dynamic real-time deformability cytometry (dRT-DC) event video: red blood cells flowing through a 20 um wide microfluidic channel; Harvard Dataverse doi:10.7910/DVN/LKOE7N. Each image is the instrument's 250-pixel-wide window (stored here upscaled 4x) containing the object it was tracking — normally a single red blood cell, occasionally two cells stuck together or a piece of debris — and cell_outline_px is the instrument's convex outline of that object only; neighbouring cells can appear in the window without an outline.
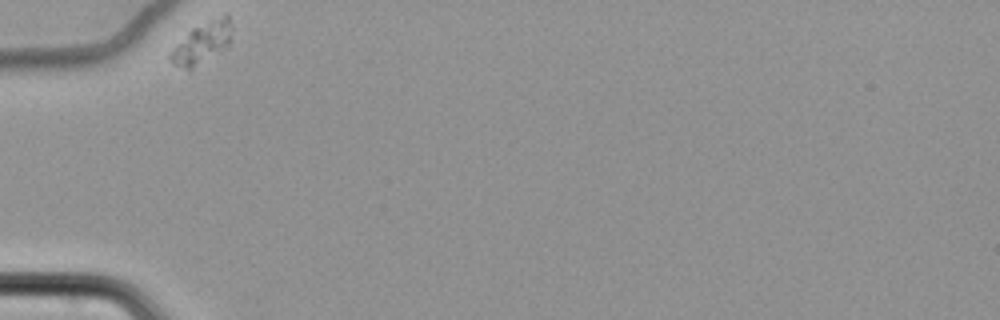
{"species": "common noctule bat (a hibernating species)", "species_latin": "Nyctalus noctula", "temperature_condition": "cold", "stored_images_in_passage": 38, "camera_frame_rate_fps": 3000, "um_per_image_px": 0.085, "animal": {"sex": "female", "body_mass_g": 22.7, "forearm_length_mm": 54.2}, "frame": {"image": 1, "passage_image": 1, "time_ms": 0.0, "image_size_px": [1000, 320], "cell_outline_px": [[232, 28], [228, 44], [224, 48], [188, 72], [172, 64], [168, 56], [172, 48], [192, 28], [228, 12], [232, 24]], "centroid_in_image_um": [17.15, 3.65], "position_along_channel_um": 67.9, "area_um2": 14.85}}
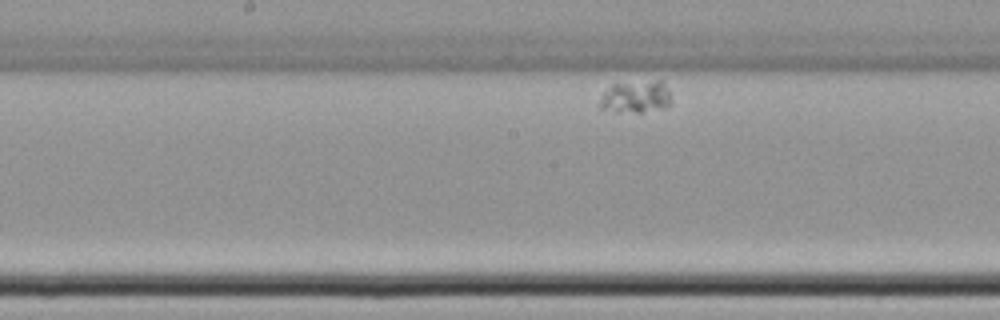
{"frame": {"image": 2, "passage_image": 17, "time_ms": 5.333, "image_size_px": [1000, 320], "cell_outline_px": [[672, 104], [668, 108], [640, 112], [616, 112], [600, 108], [600, 104], [604, 92], [612, 84], [660, 80], [664, 84], [672, 100]], "centroid_in_image_um": [54.09, 8.25], "position_along_channel_um": 194.1, "area_um2": 13.41}}
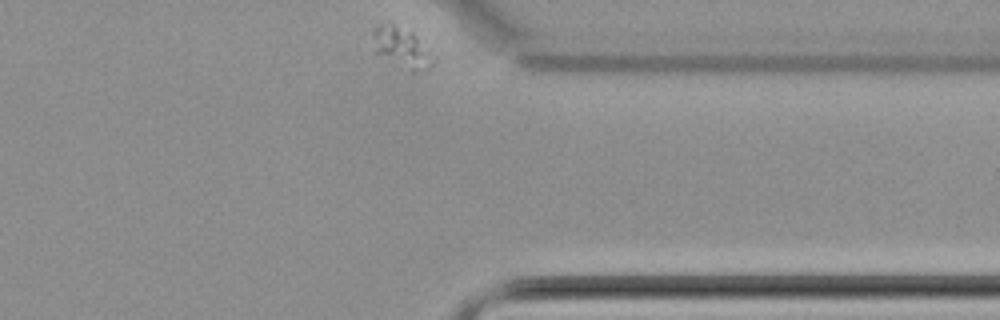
{"frame": {"image": 3, "passage_image": 38, "time_ms": 12.333, "image_size_px": [1000, 320], "cell_outline_px": [[436, 60], [432, 64], [416, 72], [412, 72], [376, 52], [372, 36], [372, 28], [388, 20], [412, 32], [416, 36]], "centroid_in_image_um": [34.1, 3.97], "position_along_channel_um": 377.3, "area_um2": 13.93}}